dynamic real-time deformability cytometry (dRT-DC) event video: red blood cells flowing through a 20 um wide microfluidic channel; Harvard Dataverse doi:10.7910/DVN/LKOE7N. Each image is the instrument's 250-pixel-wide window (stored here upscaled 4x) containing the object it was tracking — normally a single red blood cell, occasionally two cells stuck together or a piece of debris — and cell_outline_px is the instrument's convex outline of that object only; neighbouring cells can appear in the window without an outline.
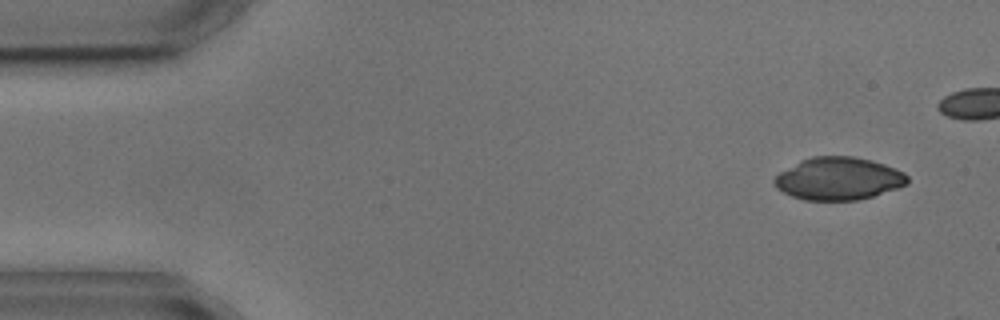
{"species": "common noctule bat (a hibernating species)", "species_latin": "Nyctalus noctula", "temperature_condition": "cold", "stored_images_in_passage": 3, "camera_frame_rate_fps": 3000, "um_per_image_px": 0.085, "animal": {"sex": "male", "body_mass_g": 17.9, "forearm_length_mm": 54.2}, "frame": {"image": 1, "passage_image": 1, "time_ms": 0.0, "image_size_px": [1000, 320], "cell_outline_px": [[908, 184], [860, 200], [804, 200], [792, 196], [776, 188], [772, 180], [780, 172], [800, 160], [812, 156], [852, 156], [872, 160], [884, 164], [904, 172], [908, 176]], "centroid_in_image_um": [71.26, 15.18], "position_along_channel_um": 13.7, "area_um2": 33.06}}